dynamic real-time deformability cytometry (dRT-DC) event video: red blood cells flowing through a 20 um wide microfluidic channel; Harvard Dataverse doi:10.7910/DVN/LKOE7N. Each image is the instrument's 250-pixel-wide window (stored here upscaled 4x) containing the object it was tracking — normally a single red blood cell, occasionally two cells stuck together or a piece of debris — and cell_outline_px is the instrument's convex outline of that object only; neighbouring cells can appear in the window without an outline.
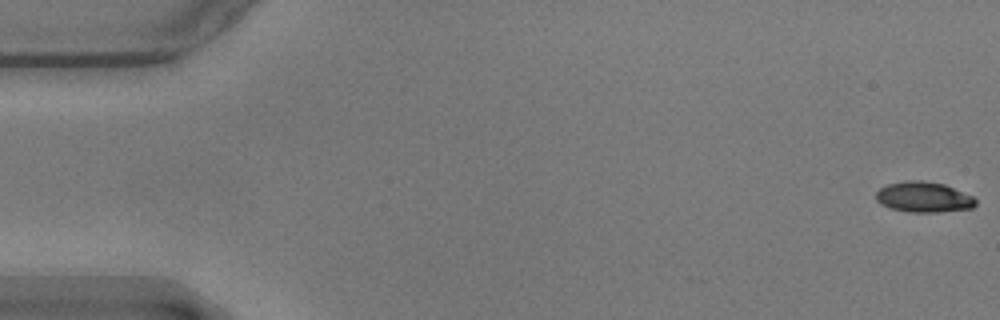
{"species": "common noctule bat (a hibernating species)", "species_latin": "Nyctalus noctula", "temperature_condition": "warm", "stored_images_in_passage": 8, "camera_frame_rate_fps": 3000, "um_per_image_px": 0.085, "animal": {"sex": "male", "body_mass_g": 17.9}, "frame": {"image": 1, "passage_image": 1, "time_ms": 0.0, "image_size_px": [1000, 320], "cell_outline_px": [[976, 204], [972, 208], [936, 212], [912, 212], [888, 208], [880, 204], [876, 200], [876, 192], [880, 188], [888, 184], [908, 180], [920, 180], [944, 184], [972, 196], [976, 200]], "centroid_in_image_um": [78.48, 16.75], "position_along_channel_um": 6.5, "area_um2": 17.63}}